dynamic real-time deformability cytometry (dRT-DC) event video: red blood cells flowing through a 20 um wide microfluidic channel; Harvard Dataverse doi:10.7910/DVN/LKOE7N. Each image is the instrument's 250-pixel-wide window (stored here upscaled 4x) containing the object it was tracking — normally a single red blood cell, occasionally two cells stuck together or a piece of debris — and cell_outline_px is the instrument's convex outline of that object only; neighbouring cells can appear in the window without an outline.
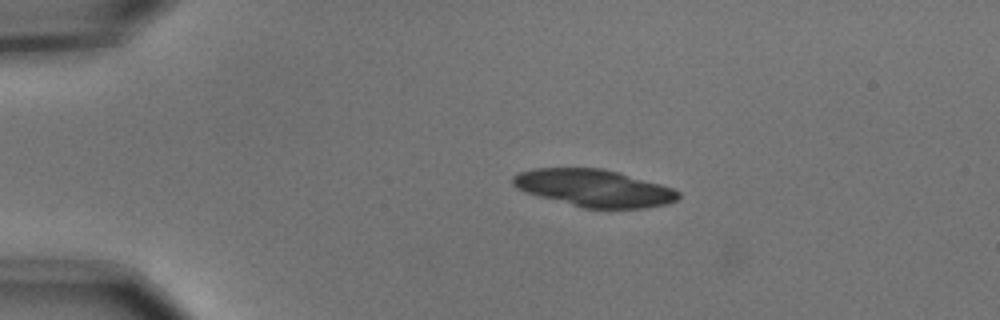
{"species": "common noctule bat (a hibernating species)", "species_latin": "Nyctalus noctula", "temperature_condition": "cold", "stored_images_in_passage": 4, "camera_frame_rate_fps": 3000, "um_per_image_px": 0.085, "animal": {"sex": "male", "body_mass_g": 15.6}, "frame": {"image": 1, "passage_image": 1, "time_ms": 0.0, "image_size_px": [1000, 320], "cell_outline_px": [[680, 196], [676, 200], [668, 204], [644, 208], [584, 208], [524, 192], [516, 188], [512, 184], [512, 176], [520, 172], [532, 168], [604, 168], [660, 184], [672, 188], [680, 192]], "centroid_in_image_um": [50.47, 15.98], "position_along_channel_um": 34.5, "area_um2": 35.84}}